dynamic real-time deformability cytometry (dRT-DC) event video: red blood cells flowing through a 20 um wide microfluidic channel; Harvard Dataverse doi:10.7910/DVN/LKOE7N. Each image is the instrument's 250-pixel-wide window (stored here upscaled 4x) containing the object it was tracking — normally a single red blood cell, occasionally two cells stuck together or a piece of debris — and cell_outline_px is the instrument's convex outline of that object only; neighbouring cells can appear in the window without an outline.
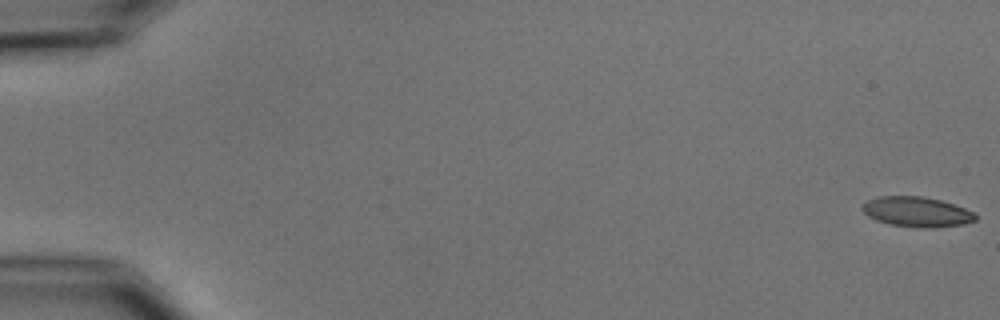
{"species": "common noctule bat (a hibernating species)", "species_latin": "Nyctalus noctula", "temperature_condition": "cold", "stored_images_in_passage": 5, "camera_frame_rate_fps": 3000, "um_per_image_px": 0.085, "animal": {"sex": "male", "body_mass_g": 15.6}, "frame": {"image": 1, "passage_image": 1, "time_ms": 0.0, "image_size_px": [1000, 320], "cell_outline_px": [[976, 220], [964, 224], [928, 228], [916, 228], [888, 224], [876, 220], [868, 216], [860, 208], [868, 200], [880, 196], [924, 196], [940, 200], [964, 208], [972, 212], [976, 216]], "centroid_in_image_um": [77.9, 18.01], "position_along_channel_um": 7.1, "area_um2": 19.77}}
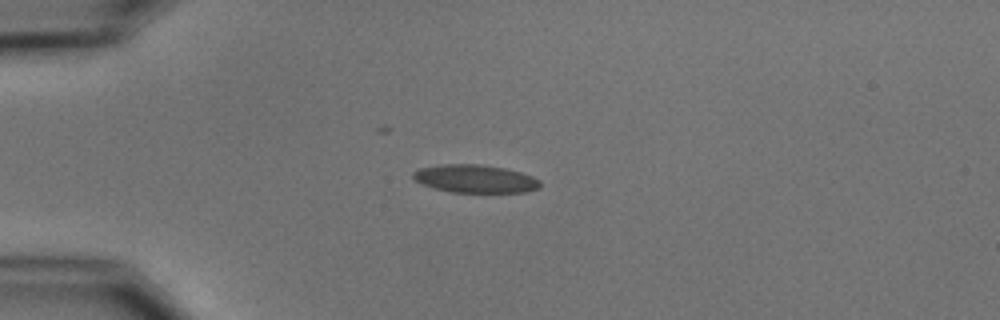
{"frame": {"image": 2, "passage_image": 5, "time_ms": 4.667, "image_size_px": [1000, 320], "cell_outline_px": [[540, 188], [524, 192], [452, 192], [432, 188], [416, 180], [412, 176], [412, 172], [416, 168], [440, 164], [480, 164], [504, 168], [520, 172], [532, 176], [540, 180]], "centroid_in_image_um": [40.36, 15.18], "position_along_channel_um": 44.6, "area_um2": 20.81}}